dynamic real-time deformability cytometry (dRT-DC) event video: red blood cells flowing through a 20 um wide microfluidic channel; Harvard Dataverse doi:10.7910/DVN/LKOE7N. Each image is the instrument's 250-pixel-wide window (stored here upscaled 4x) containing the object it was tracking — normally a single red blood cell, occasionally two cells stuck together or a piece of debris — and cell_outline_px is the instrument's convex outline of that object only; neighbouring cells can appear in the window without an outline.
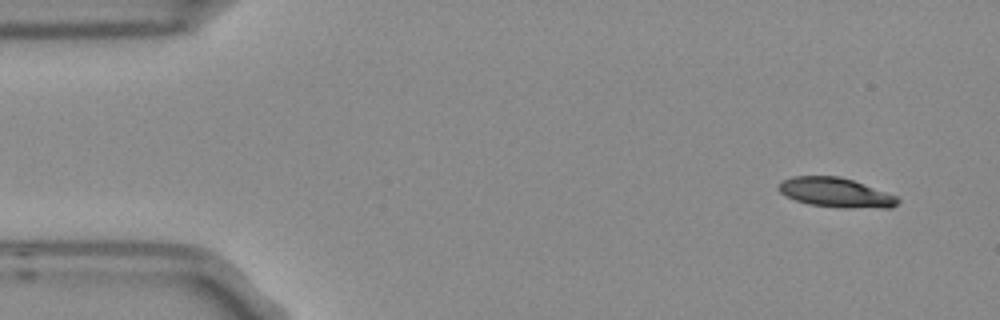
{"species": "Egyptian fruit bat (a non-hibernating species)", "species_latin": "Rousettus aegyptiacus", "temperature_condition": "room temperature", "stored_images_in_passage": 4, "camera_frame_rate_fps": 3000, "um_per_image_px": 0.085, "frame": {"image": 1, "passage_image": 1, "time_ms": 0.0, "image_size_px": [1000, 320], "cell_outline_px": [[900, 200], [892, 208], [840, 208], [808, 204], [796, 200], [780, 192], [776, 188], [784, 180], [792, 176], [840, 176], [852, 180], [896, 196]], "centroid_in_image_um": [71.03, 16.38], "position_along_channel_um": 14.0, "area_um2": 20.35}}
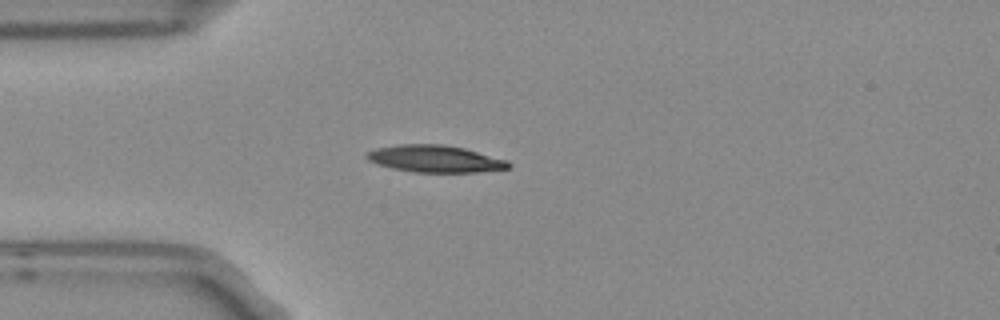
{"frame": {"image": 2, "passage_image": 4, "time_ms": 1.0, "image_size_px": [1000, 320], "cell_outline_px": [[512, 168], [476, 172], [416, 172], [392, 168], [368, 160], [364, 156], [368, 152], [376, 148], [400, 144], [444, 144], [464, 148], [508, 160], [512, 164]], "centroid_in_image_um": [37.03, 13.49], "position_along_channel_um": 48.0, "area_um2": 22.31}}